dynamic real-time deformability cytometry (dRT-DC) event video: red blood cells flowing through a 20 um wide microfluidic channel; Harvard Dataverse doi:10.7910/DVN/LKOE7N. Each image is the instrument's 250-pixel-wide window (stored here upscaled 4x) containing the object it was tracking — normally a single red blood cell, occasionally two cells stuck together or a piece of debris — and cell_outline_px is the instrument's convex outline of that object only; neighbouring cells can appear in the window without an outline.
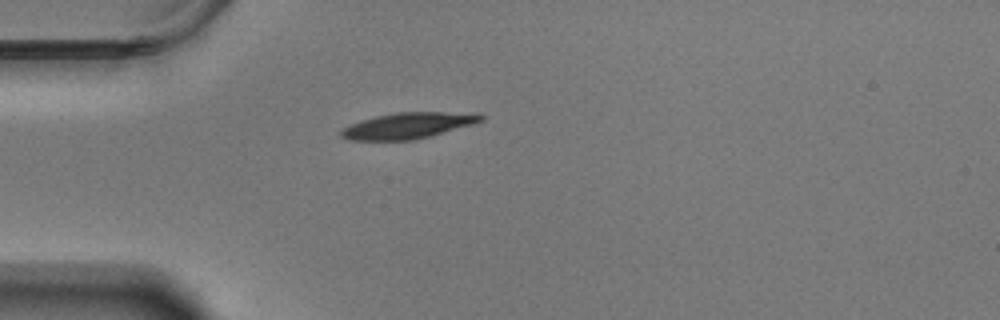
{"species": "Egyptian fruit bat (a non-hibernating species)", "species_latin": "Rousettus aegyptiacus", "temperature_condition": "warm", "stored_images_in_passage": 37, "camera_frame_rate_fps": 3000, "um_per_image_px": 0.085, "animal": {"sex": "male"}, "frame": {"image": 1, "passage_image": 1, "time_ms": 0.0, "image_size_px": [1000, 320], "cell_outline_px": [[484, 120], [472, 124], [428, 136], [412, 140], [348, 140], [340, 136], [340, 132], [344, 128], [360, 120], [376, 116], [396, 112], [476, 112], [484, 116]], "centroid_in_image_um": [34.7, 10.66], "position_along_channel_um": 50.3, "area_um2": 21.04}}
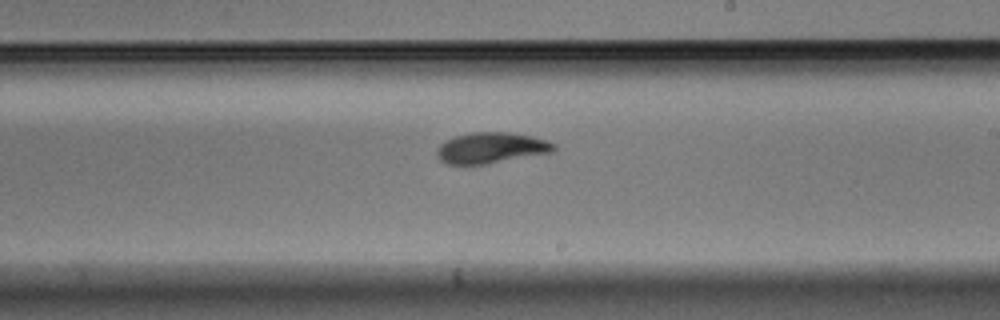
{"frame": {"image": 2, "passage_image": 19, "time_ms": 6.0, "image_size_px": [1000, 320], "cell_outline_px": [[556, 148], [552, 152], [488, 164], [448, 164], [440, 160], [436, 156], [436, 152], [440, 144], [456, 136], [472, 132], [508, 132], [532, 136], [556, 144]], "centroid_in_image_um": [41.75, 12.57], "position_along_channel_um": 247.3, "area_um2": 20.92}}
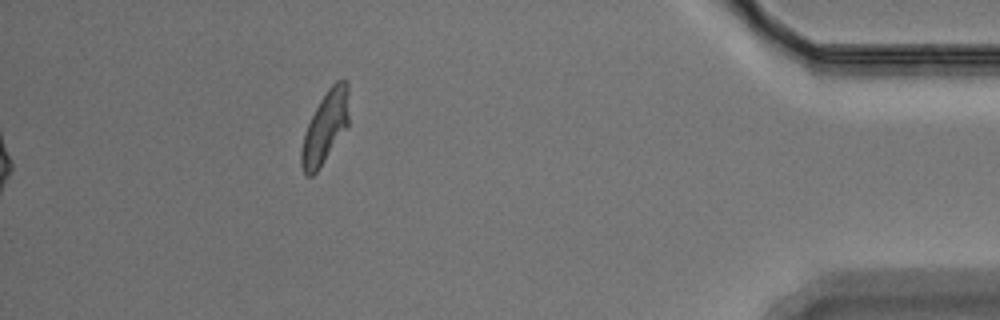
{"frame": {"image": 3, "passage_image": 37, "time_ms": 12.0, "image_size_px": [1000, 320], "cell_outline_px": [[348, 124], [316, 172], [312, 176], [308, 176], [304, 172], [300, 164], [300, 152], [304, 132], [320, 100], [328, 88], [336, 80], [348, 80]], "centroid_in_image_um": [27.62, 10.79], "position_along_channel_um": 407.6, "area_um2": 19.48}, "authors_computed_cell_mechanics": {"area_um2": 20.8658, "velocity_mm_per_s": 3.4856, "shape_relaxation_time_tau1_ms": 3.5183, "shape_relaxation_time_tau2_ms": 1.9329, "deformation_change_tau1": 0.1541, "deformation_change_tau2": 0.0726}}